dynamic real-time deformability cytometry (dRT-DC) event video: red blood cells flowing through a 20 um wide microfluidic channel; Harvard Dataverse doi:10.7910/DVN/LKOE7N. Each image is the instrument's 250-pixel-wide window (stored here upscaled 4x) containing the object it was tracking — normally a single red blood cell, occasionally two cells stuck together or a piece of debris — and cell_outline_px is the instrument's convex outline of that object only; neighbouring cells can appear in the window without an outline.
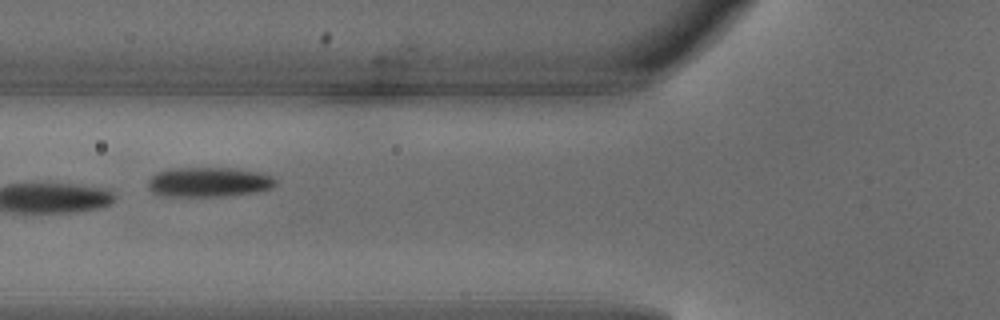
{"species": "common noctule bat (a hibernating species)", "species_latin": "Nyctalus noctula", "temperature_condition": "warm", "stored_images_in_passage": 7, "camera_frame_rate_fps": 3000, "um_per_image_px": 0.085, "animal": {"sex": "male", "body_mass_g": 18.8}, "frame": {"image": 1, "passage_image": 6, "time_ms": 1.667, "image_size_px": [1000, 320], "cell_outline_px": [[276, 184], [272, 188], [256, 192], [228, 196], [156, 196], [148, 188], [148, 180], [156, 172], [168, 168], [232, 168], [260, 172], [272, 176], [276, 180]], "centroid_in_image_um": [17.72, 15.48], "position_along_channel_um": 108.1, "area_um2": 22.43}}
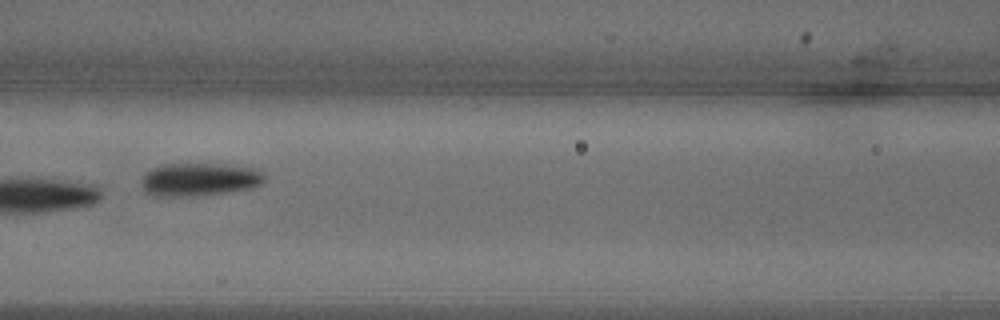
{"frame": {"image": 2, "passage_image": 7, "time_ms": 2.0, "image_size_px": [1000, 320], "cell_outline_px": [[264, 180], [260, 184], [252, 188], [228, 192], [196, 196], [148, 196], [144, 192], [140, 184], [144, 172], [152, 168], [164, 164], [224, 164], [260, 168], [264, 172]], "centroid_in_image_um": [16.93, 15.25], "position_along_channel_um": 149.7, "area_um2": 24.28}}